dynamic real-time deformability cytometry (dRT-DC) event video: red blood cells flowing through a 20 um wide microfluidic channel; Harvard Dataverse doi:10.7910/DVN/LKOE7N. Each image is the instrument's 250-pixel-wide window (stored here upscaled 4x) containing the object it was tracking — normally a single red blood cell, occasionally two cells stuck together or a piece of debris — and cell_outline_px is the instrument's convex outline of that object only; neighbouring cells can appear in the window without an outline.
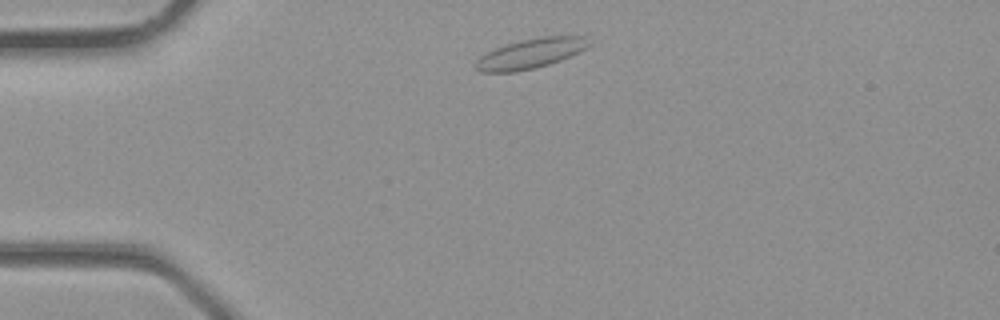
{"species": "common noctule bat (a hibernating species)", "species_latin": "Nyctalus noctula", "temperature_condition": "room temperature", "stored_images_in_passage": 2, "camera_frame_rate_fps": 3000, "um_per_image_px": 0.085, "animal": {"sex": "male", "body_mass_g": 23.1, "forearm_length_mm": 52.7}, "frame": {"image": 1, "passage_image": 1, "time_ms": 0.0, "image_size_px": [1000, 320], "cell_outline_px": [[592, 44], [580, 52], [560, 60], [548, 64], [516, 72], [480, 72], [476, 68], [476, 60], [480, 56], [496, 48], [508, 44], [540, 36], [584, 36]], "centroid_in_image_um": [45.13, 4.55], "position_along_channel_um": 39.9, "area_um2": 19.42}}